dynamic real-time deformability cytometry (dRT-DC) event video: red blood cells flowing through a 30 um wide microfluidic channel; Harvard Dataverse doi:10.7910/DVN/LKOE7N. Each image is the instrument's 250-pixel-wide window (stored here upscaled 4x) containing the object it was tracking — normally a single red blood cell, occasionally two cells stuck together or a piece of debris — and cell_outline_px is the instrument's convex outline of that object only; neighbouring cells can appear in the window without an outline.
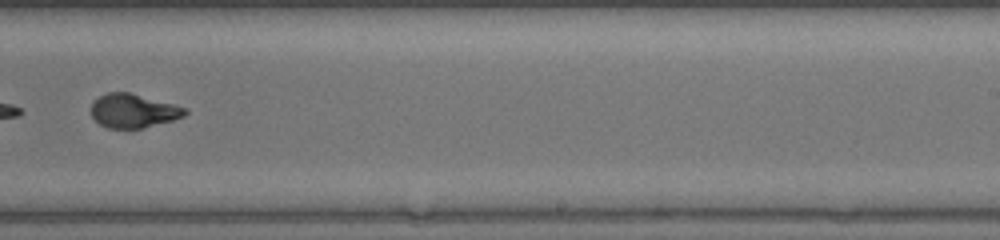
{"species": "common noctule bat (a hibernating species)", "species_latin": "Nyctalus noctula", "temperature_condition": "warm", "stored_images_in_passage": 49, "segment_of_instrument_passage": [2, 2], "camera_frame_rate_fps": 3000, "um_per_image_px": 0.085, "animal": {"sex": "female", "body_mass_g": 17.0, "forearm_length_mm": 48.0}, "frame": {"image": 1, "passage_image": 33, "time_ms": 10.667, "image_size_px": [1000, 240], "cell_outline_px": [[188, 112], [184, 116], [172, 120], [140, 128], [108, 128], [100, 124], [92, 116], [92, 100], [108, 92], [128, 92], [188, 108]], "centroid_in_image_um": [11.32, 9.41], "position_along_channel_um": 277.7, "area_um2": 18.26}}